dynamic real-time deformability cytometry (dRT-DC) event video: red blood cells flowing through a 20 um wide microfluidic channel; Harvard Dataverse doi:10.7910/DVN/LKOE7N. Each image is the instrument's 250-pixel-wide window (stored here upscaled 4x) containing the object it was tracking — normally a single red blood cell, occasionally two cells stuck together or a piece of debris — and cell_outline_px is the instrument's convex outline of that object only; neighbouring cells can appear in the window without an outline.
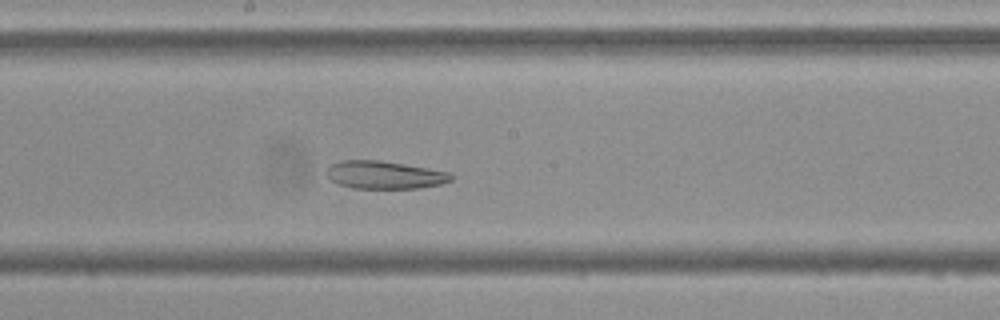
{"species": "Egyptian fruit bat (a non-hibernating species)", "species_latin": "Rousettus aegyptiacus", "temperature_condition": "cold", "stored_images_in_passage": 49, "camera_frame_rate_fps": 3000, "um_per_image_px": 0.085, "frame": {"image": 1, "passage_image": 24, "time_ms": 7.667, "image_size_px": [1000, 320], "cell_outline_px": [[452, 180], [440, 184], [420, 188], [352, 188], [340, 184], [332, 180], [328, 176], [328, 168], [332, 164], [340, 160], [380, 160], [428, 168], [448, 172], [452, 176]], "centroid_in_image_um": [32.7, 14.86], "position_along_channel_um": 215.5, "area_um2": 19.94}}
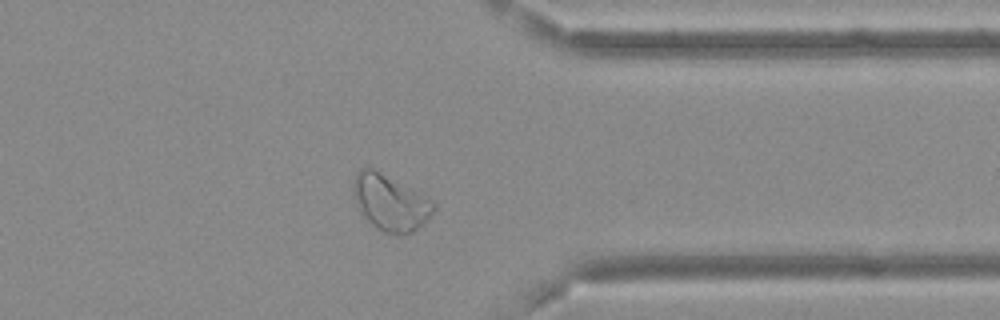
{"frame": {"image": 2, "passage_image": 38, "time_ms": 12.333, "image_size_px": [1000, 320], "cell_outline_px": [[436, 208], [412, 232], [384, 232], [376, 228], [360, 216], [352, 192], [352, 180], [356, 172], [360, 168], [372, 168], [380, 172], [432, 200], [436, 204]], "centroid_in_image_um": [33.07, 17.19], "position_along_channel_um": 378.3, "area_um2": 25.72}}
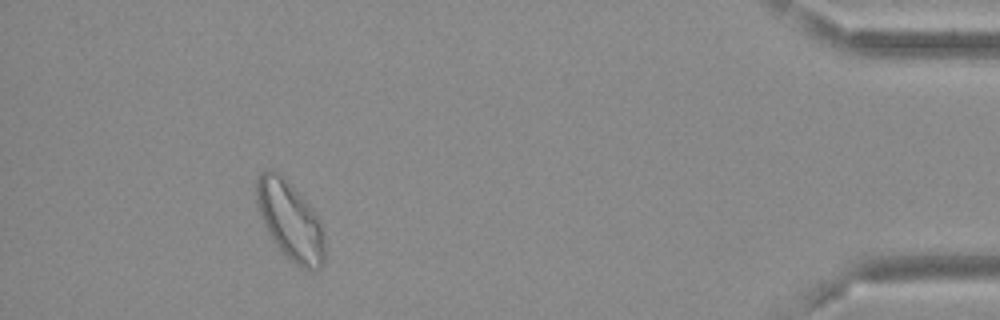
{"frame": {"image": 3, "passage_image": 45, "time_ms": 14.667, "image_size_px": [1000, 320], "cell_outline_px": [[324, 260], [320, 268], [300, 268], [276, 244], [268, 232], [264, 224], [256, 200], [256, 180], [260, 172], [264, 168], [272, 168], [288, 180], [312, 208], [320, 220], [324, 228]], "centroid_in_image_um": [24.66, 18.68], "position_along_channel_um": 410.5, "area_um2": 31.04}, "authors_computed_cell_mechanics": {"area_um2": 27.3394, "velocity_mm_per_s": 3.6364, "shape_relaxation_time_tau1_ms": null, "shape_relaxation_time_tau2_ms": 5.8375, "deformation_change_tau1": null, "deformation_change_tau2": 0.1257}}